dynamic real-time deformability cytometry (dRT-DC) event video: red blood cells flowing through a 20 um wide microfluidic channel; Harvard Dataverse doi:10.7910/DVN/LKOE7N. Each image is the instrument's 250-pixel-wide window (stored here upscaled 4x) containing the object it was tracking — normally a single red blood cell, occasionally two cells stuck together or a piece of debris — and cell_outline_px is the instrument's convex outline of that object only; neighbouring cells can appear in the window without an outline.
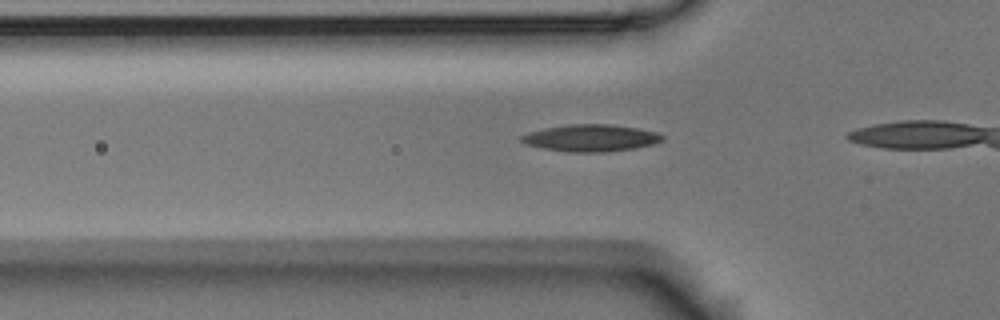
{"species": "Egyptian fruit bat (a non-hibernating species)", "species_latin": "Rousettus aegyptiacus", "temperature_condition": "room temperature", "stored_images_in_passage": 6, "camera_frame_rate_fps": 3000, "um_per_image_px": 0.085, "animal": {"sex": "male"}, "frame": {"image": 1, "passage_image": 4, "time_ms": 1.0, "image_size_px": [1000, 320], "cell_outline_px": [[664, 140], [656, 144], [632, 148], [604, 152], [568, 152], [544, 148], [524, 144], [520, 140], [520, 136], [528, 132], [544, 128], [568, 124], [608, 124], [636, 128], [656, 132], [664, 136]], "centroid_in_image_um": [50.2, 11.73], "position_along_channel_um": 75.6, "area_um2": 22.14}}